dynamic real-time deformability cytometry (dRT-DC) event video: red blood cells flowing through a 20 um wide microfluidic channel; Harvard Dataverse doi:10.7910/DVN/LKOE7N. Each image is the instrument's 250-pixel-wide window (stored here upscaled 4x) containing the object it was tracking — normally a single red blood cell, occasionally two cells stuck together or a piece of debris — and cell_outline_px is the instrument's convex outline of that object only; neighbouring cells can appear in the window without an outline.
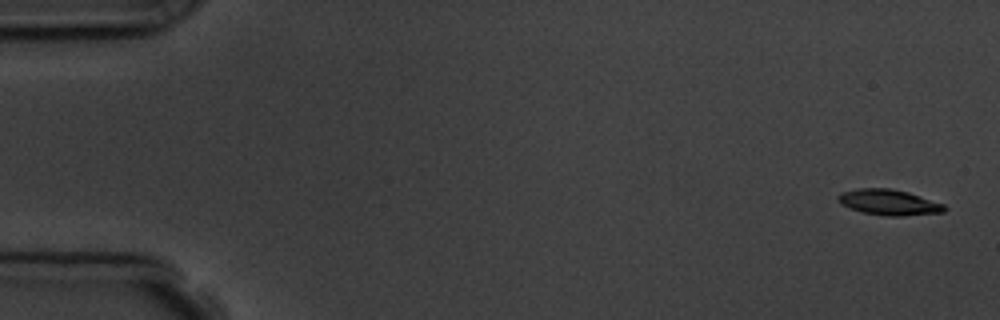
{"species": "common noctule bat (a hibernating species)", "species_latin": "Nyctalus noctula", "temperature_condition": "room temperature", "stored_images_in_passage": 5, "camera_frame_rate_fps": 3000, "um_per_image_px": 0.085, "animal": {"sex": "male", "body_mass_g": 19.5, "forearm_length_mm": 54.6}, "frame": {"image": 1, "passage_image": 1, "time_ms": 0.0, "image_size_px": [1000, 320], "cell_outline_px": [[948, 208], [944, 212], [900, 216], [888, 216], [864, 212], [840, 204], [836, 200], [836, 196], [844, 192], [856, 188], [892, 188], [908, 192], [944, 204]], "centroid_in_image_um": [75.56, 17.18], "position_along_channel_um": 9.4, "area_um2": 15.84}}
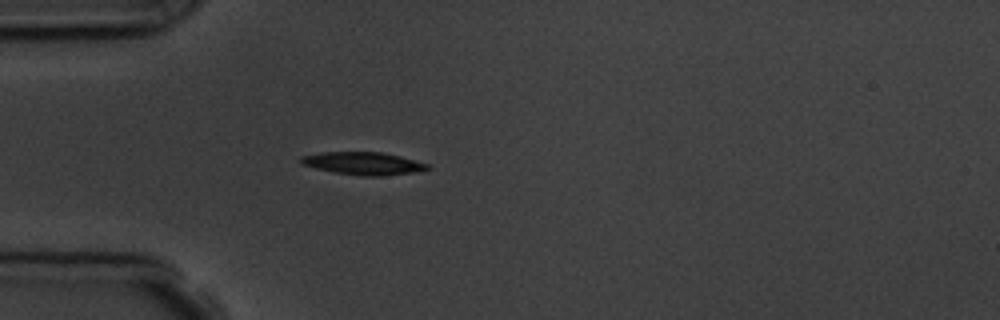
{"frame": {"image": 2, "passage_image": 5, "time_ms": 4.667, "image_size_px": [1000, 320], "cell_outline_px": [[432, 168], [412, 172], [380, 176], [360, 176], [336, 172], [316, 168], [300, 164], [300, 156], [324, 152], [380, 152], [400, 156], [428, 164]], "centroid_in_image_um": [30.85, 13.88], "position_along_channel_um": 54.1, "area_um2": 16.53}}